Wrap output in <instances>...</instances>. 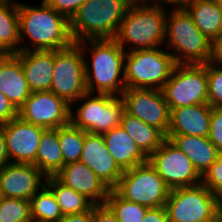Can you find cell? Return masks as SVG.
Wrapping results in <instances>:
<instances>
[{
	"label": "cell",
	"instance_id": "6da1fadb",
	"mask_svg": "<svg viewBox=\"0 0 222 222\" xmlns=\"http://www.w3.org/2000/svg\"><path fill=\"white\" fill-rule=\"evenodd\" d=\"M20 42L23 35L34 44L20 46V51L26 50H60L70 46L73 40L70 36L69 20L48 6L43 0L40 7L18 3Z\"/></svg>",
	"mask_w": 222,
	"mask_h": 222
},
{
	"label": "cell",
	"instance_id": "7a4b0ae2",
	"mask_svg": "<svg viewBox=\"0 0 222 222\" xmlns=\"http://www.w3.org/2000/svg\"><path fill=\"white\" fill-rule=\"evenodd\" d=\"M85 43H88L92 55V71L85 58L87 91L93 94L96 87L95 90L100 94L120 96L126 89L124 77L126 51L115 39H87Z\"/></svg>",
	"mask_w": 222,
	"mask_h": 222
},
{
	"label": "cell",
	"instance_id": "3957f363",
	"mask_svg": "<svg viewBox=\"0 0 222 222\" xmlns=\"http://www.w3.org/2000/svg\"><path fill=\"white\" fill-rule=\"evenodd\" d=\"M133 0H86L69 20L73 42L115 39L121 21Z\"/></svg>",
	"mask_w": 222,
	"mask_h": 222
},
{
	"label": "cell",
	"instance_id": "277c9868",
	"mask_svg": "<svg viewBox=\"0 0 222 222\" xmlns=\"http://www.w3.org/2000/svg\"><path fill=\"white\" fill-rule=\"evenodd\" d=\"M166 18L164 8L132 1L115 40L124 50L125 45L130 43L136 46L130 51L158 48L165 41Z\"/></svg>",
	"mask_w": 222,
	"mask_h": 222
},
{
	"label": "cell",
	"instance_id": "5b68a950",
	"mask_svg": "<svg viewBox=\"0 0 222 222\" xmlns=\"http://www.w3.org/2000/svg\"><path fill=\"white\" fill-rule=\"evenodd\" d=\"M166 18L165 43L177 50L171 55L176 64H206L210 60L211 42L196 27L185 8L173 9ZM180 54V55H179Z\"/></svg>",
	"mask_w": 222,
	"mask_h": 222
},
{
	"label": "cell",
	"instance_id": "8992f818",
	"mask_svg": "<svg viewBox=\"0 0 222 222\" xmlns=\"http://www.w3.org/2000/svg\"><path fill=\"white\" fill-rule=\"evenodd\" d=\"M164 208L168 222H216L222 201L200 183L171 189Z\"/></svg>",
	"mask_w": 222,
	"mask_h": 222
},
{
	"label": "cell",
	"instance_id": "52a82bcc",
	"mask_svg": "<svg viewBox=\"0 0 222 222\" xmlns=\"http://www.w3.org/2000/svg\"><path fill=\"white\" fill-rule=\"evenodd\" d=\"M176 66L173 56L159 48L125 53L126 88L161 90Z\"/></svg>",
	"mask_w": 222,
	"mask_h": 222
},
{
	"label": "cell",
	"instance_id": "ba28073f",
	"mask_svg": "<svg viewBox=\"0 0 222 222\" xmlns=\"http://www.w3.org/2000/svg\"><path fill=\"white\" fill-rule=\"evenodd\" d=\"M83 42L54 50V72L50 91L69 105L87 93Z\"/></svg>",
	"mask_w": 222,
	"mask_h": 222
},
{
	"label": "cell",
	"instance_id": "9c48e42d",
	"mask_svg": "<svg viewBox=\"0 0 222 222\" xmlns=\"http://www.w3.org/2000/svg\"><path fill=\"white\" fill-rule=\"evenodd\" d=\"M113 190L124 200L148 208L164 207L170 193L169 187L149 161L124 170Z\"/></svg>",
	"mask_w": 222,
	"mask_h": 222
},
{
	"label": "cell",
	"instance_id": "30bf717a",
	"mask_svg": "<svg viewBox=\"0 0 222 222\" xmlns=\"http://www.w3.org/2000/svg\"><path fill=\"white\" fill-rule=\"evenodd\" d=\"M169 109L208 104L206 64H176L161 89Z\"/></svg>",
	"mask_w": 222,
	"mask_h": 222
},
{
	"label": "cell",
	"instance_id": "8fae6325",
	"mask_svg": "<svg viewBox=\"0 0 222 222\" xmlns=\"http://www.w3.org/2000/svg\"><path fill=\"white\" fill-rule=\"evenodd\" d=\"M86 100L79 105L75 112L70 115V122L85 132L104 134L109 130L120 126L124 112V102L120 96L110 94H96L87 92L78 99Z\"/></svg>",
	"mask_w": 222,
	"mask_h": 222
},
{
	"label": "cell",
	"instance_id": "7c38bea8",
	"mask_svg": "<svg viewBox=\"0 0 222 222\" xmlns=\"http://www.w3.org/2000/svg\"><path fill=\"white\" fill-rule=\"evenodd\" d=\"M148 161L170 190L201 183V175L194 168L189 157L167 138L148 157Z\"/></svg>",
	"mask_w": 222,
	"mask_h": 222
},
{
	"label": "cell",
	"instance_id": "4fadbf2b",
	"mask_svg": "<svg viewBox=\"0 0 222 222\" xmlns=\"http://www.w3.org/2000/svg\"><path fill=\"white\" fill-rule=\"evenodd\" d=\"M124 111L159 129L165 136L170 125V109L159 89L126 88L120 95Z\"/></svg>",
	"mask_w": 222,
	"mask_h": 222
},
{
	"label": "cell",
	"instance_id": "5bb4252c",
	"mask_svg": "<svg viewBox=\"0 0 222 222\" xmlns=\"http://www.w3.org/2000/svg\"><path fill=\"white\" fill-rule=\"evenodd\" d=\"M71 105L52 91L31 92L18 110V117L23 121L55 129L70 123Z\"/></svg>",
	"mask_w": 222,
	"mask_h": 222
},
{
	"label": "cell",
	"instance_id": "9a60e30c",
	"mask_svg": "<svg viewBox=\"0 0 222 222\" xmlns=\"http://www.w3.org/2000/svg\"><path fill=\"white\" fill-rule=\"evenodd\" d=\"M0 128L6 140L10 162L34 164L39 140L45 128L25 122L19 117L1 125Z\"/></svg>",
	"mask_w": 222,
	"mask_h": 222
},
{
	"label": "cell",
	"instance_id": "2e32d148",
	"mask_svg": "<svg viewBox=\"0 0 222 222\" xmlns=\"http://www.w3.org/2000/svg\"><path fill=\"white\" fill-rule=\"evenodd\" d=\"M45 177L33 164L10 162L0 170V195L30 201L46 184Z\"/></svg>",
	"mask_w": 222,
	"mask_h": 222
},
{
	"label": "cell",
	"instance_id": "e0dca14e",
	"mask_svg": "<svg viewBox=\"0 0 222 222\" xmlns=\"http://www.w3.org/2000/svg\"><path fill=\"white\" fill-rule=\"evenodd\" d=\"M80 161L111 190L117 186L124 172L110 155L102 134L87 132Z\"/></svg>",
	"mask_w": 222,
	"mask_h": 222
},
{
	"label": "cell",
	"instance_id": "ac0fdd59",
	"mask_svg": "<svg viewBox=\"0 0 222 222\" xmlns=\"http://www.w3.org/2000/svg\"><path fill=\"white\" fill-rule=\"evenodd\" d=\"M55 177L65 186L86 196L95 205L105 204L111 190L81 161L64 165Z\"/></svg>",
	"mask_w": 222,
	"mask_h": 222
},
{
	"label": "cell",
	"instance_id": "d6986e66",
	"mask_svg": "<svg viewBox=\"0 0 222 222\" xmlns=\"http://www.w3.org/2000/svg\"><path fill=\"white\" fill-rule=\"evenodd\" d=\"M212 107L195 104L170 110L167 135H191L207 137L210 132Z\"/></svg>",
	"mask_w": 222,
	"mask_h": 222
},
{
	"label": "cell",
	"instance_id": "ffe728a7",
	"mask_svg": "<svg viewBox=\"0 0 222 222\" xmlns=\"http://www.w3.org/2000/svg\"><path fill=\"white\" fill-rule=\"evenodd\" d=\"M15 55L21 61L30 91H49L54 72V50H26Z\"/></svg>",
	"mask_w": 222,
	"mask_h": 222
},
{
	"label": "cell",
	"instance_id": "44dd1931",
	"mask_svg": "<svg viewBox=\"0 0 222 222\" xmlns=\"http://www.w3.org/2000/svg\"><path fill=\"white\" fill-rule=\"evenodd\" d=\"M0 93L17 110L31 94L21 61L15 54H0Z\"/></svg>",
	"mask_w": 222,
	"mask_h": 222
},
{
	"label": "cell",
	"instance_id": "7402d4cb",
	"mask_svg": "<svg viewBox=\"0 0 222 222\" xmlns=\"http://www.w3.org/2000/svg\"><path fill=\"white\" fill-rule=\"evenodd\" d=\"M166 138L189 157L194 168L201 176L221 154L208 136L166 135Z\"/></svg>",
	"mask_w": 222,
	"mask_h": 222
},
{
	"label": "cell",
	"instance_id": "603a6c76",
	"mask_svg": "<svg viewBox=\"0 0 222 222\" xmlns=\"http://www.w3.org/2000/svg\"><path fill=\"white\" fill-rule=\"evenodd\" d=\"M102 135L110 155L123 171L148 161V157L122 127H115Z\"/></svg>",
	"mask_w": 222,
	"mask_h": 222
},
{
	"label": "cell",
	"instance_id": "cb8c5ba5",
	"mask_svg": "<svg viewBox=\"0 0 222 222\" xmlns=\"http://www.w3.org/2000/svg\"><path fill=\"white\" fill-rule=\"evenodd\" d=\"M184 8L210 42L222 35V0H188Z\"/></svg>",
	"mask_w": 222,
	"mask_h": 222
},
{
	"label": "cell",
	"instance_id": "d4e9b609",
	"mask_svg": "<svg viewBox=\"0 0 222 222\" xmlns=\"http://www.w3.org/2000/svg\"><path fill=\"white\" fill-rule=\"evenodd\" d=\"M120 127L130 135L147 157L154 153L166 139V136L159 129L125 111L122 114Z\"/></svg>",
	"mask_w": 222,
	"mask_h": 222
},
{
	"label": "cell",
	"instance_id": "484cf974",
	"mask_svg": "<svg viewBox=\"0 0 222 222\" xmlns=\"http://www.w3.org/2000/svg\"><path fill=\"white\" fill-rule=\"evenodd\" d=\"M46 177L55 176L63 167V156L58 139V128L45 129L40 137L33 164Z\"/></svg>",
	"mask_w": 222,
	"mask_h": 222
},
{
	"label": "cell",
	"instance_id": "4316f807",
	"mask_svg": "<svg viewBox=\"0 0 222 222\" xmlns=\"http://www.w3.org/2000/svg\"><path fill=\"white\" fill-rule=\"evenodd\" d=\"M20 26L18 3L0 0V54L20 51Z\"/></svg>",
	"mask_w": 222,
	"mask_h": 222
},
{
	"label": "cell",
	"instance_id": "83f0119b",
	"mask_svg": "<svg viewBox=\"0 0 222 222\" xmlns=\"http://www.w3.org/2000/svg\"><path fill=\"white\" fill-rule=\"evenodd\" d=\"M45 183L53 192L63 216L85 213L95 205L83 194L75 192L72 188L65 186L55 176L46 177Z\"/></svg>",
	"mask_w": 222,
	"mask_h": 222
},
{
	"label": "cell",
	"instance_id": "f1b7e54d",
	"mask_svg": "<svg viewBox=\"0 0 222 222\" xmlns=\"http://www.w3.org/2000/svg\"><path fill=\"white\" fill-rule=\"evenodd\" d=\"M32 222H59L63 214L53 192L44 185L30 199Z\"/></svg>",
	"mask_w": 222,
	"mask_h": 222
},
{
	"label": "cell",
	"instance_id": "f546056e",
	"mask_svg": "<svg viewBox=\"0 0 222 222\" xmlns=\"http://www.w3.org/2000/svg\"><path fill=\"white\" fill-rule=\"evenodd\" d=\"M87 132L71 122L58 128V139L63 156V166L80 161Z\"/></svg>",
	"mask_w": 222,
	"mask_h": 222
},
{
	"label": "cell",
	"instance_id": "4dcf8cb0",
	"mask_svg": "<svg viewBox=\"0 0 222 222\" xmlns=\"http://www.w3.org/2000/svg\"><path fill=\"white\" fill-rule=\"evenodd\" d=\"M106 204L115 213L119 222H143L148 207L124 200L114 190H110Z\"/></svg>",
	"mask_w": 222,
	"mask_h": 222
},
{
	"label": "cell",
	"instance_id": "1f68e13d",
	"mask_svg": "<svg viewBox=\"0 0 222 222\" xmlns=\"http://www.w3.org/2000/svg\"><path fill=\"white\" fill-rule=\"evenodd\" d=\"M0 222H32L30 201L1 197Z\"/></svg>",
	"mask_w": 222,
	"mask_h": 222
},
{
	"label": "cell",
	"instance_id": "d6a6232c",
	"mask_svg": "<svg viewBox=\"0 0 222 222\" xmlns=\"http://www.w3.org/2000/svg\"><path fill=\"white\" fill-rule=\"evenodd\" d=\"M208 104L222 108V68L207 63Z\"/></svg>",
	"mask_w": 222,
	"mask_h": 222
},
{
	"label": "cell",
	"instance_id": "836d02e7",
	"mask_svg": "<svg viewBox=\"0 0 222 222\" xmlns=\"http://www.w3.org/2000/svg\"><path fill=\"white\" fill-rule=\"evenodd\" d=\"M201 183L222 201V153L201 176Z\"/></svg>",
	"mask_w": 222,
	"mask_h": 222
},
{
	"label": "cell",
	"instance_id": "e575fe53",
	"mask_svg": "<svg viewBox=\"0 0 222 222\" xmlns=\"http://www.w3.org/2000/svg\"><path fill=\"white\" fill-rule=\"evenodd\" d=\"M208 138L222 153V108L212 107Z\"/></svg>",
	"mask_w": 222,
	"mask_h": 222
},
{
	"label": "cell",
	"instance_id": "d590c367",
	"mask_svg": "<svg viewBox=\"0 0 222 222\" xmlns=\"http://www.w3.org/2000/svg\"><path fill=\"white\" fill-rule=\"evenodd\" d=\"M48 6L64 15L68 20L86 0H43Z\"/></svg>",
	"mask_w": 222,
	"mask_h": 222
},
{
	"label": "cell",
	"instance_id": "8d00e7d4",
	"mask_svg": "<svg viewBox=\"0 0 222 222\" xmlns=\"http://www.w3.org/2000/svg\"><path fill=\"white\" fill-rule=\"evenodd\" d=\"M18 117V110L9 99L0 93V126Z\"/></svg>",
	"mask_w": 222,
	"mask_h": 222
},
{
	"label": "cell",
	"instance_id": "74e56055",
	"mask_svg": "<svg viewBox=\"0 0 222 222\" xmlns=\"http://www.w3.org/2000/svg\"><path fill=\"white\" fill-rule=\"evenodd\" d=\"M93 222H119L115 213L105 204L93 206Z\"/></svg>",
	"mask_w": 222,
	"mask_h": 222
},
{
	"label": "cell",
	"instance_id": "f35d334b",
	"mask_svg": "<svg viewBox=\"0 0 222 222\" xmlns=\"http://www.w3.org/2000/svg\"><path fill=\"white\" fill-rule=\"evenodd\" d=\"M208 63L222 68V35L211 42V55Z\"/></svg>",
	"mask_w": 222,
	"mask_h": 222
},
{
	"label": "cell",
	"instance_id": "ab89813d",
	"mask_svg": "<svg viewBox=\"0 0 222 222\" xmlns=\"http://www.w3.org/2000/svg\"><path fill=\"white\" fill-rule=\"evenodd\" d=\"M143 222H168L165 208H148L144 215Z\"/></svg>",
	"mask_w": 222,
	"mask_h": 222
},
{
	"label": "cell",
	"instance_id": "60d3db41",
	"mask_svg": "<svg viewBox=\"0 0 222 222\" xmlns=\"http://www.w3.org/2000/svg\"><path fill=\"white\" fill-rule=\"evenodd\" d=\"M59 222H93V208L81 214L64 215Z\"/></svg>",
	"mask_w": 222,
	"mask_h": 222
},
{
	"label": "cell",
	"instance_id": "b9f144b4",
	"mask_svg": "<svg viewBox=\"0 0 222 222\" xmlns=\"http://www.w3.org/2000/svg\"><path fill=\"white\" fill-rule=\"evenodd\" d=\"M133 1H136V2H138V3H140V1L141 2H144V1H150V0H133ZM152 2H151V4L149 5V4H146L147 2H144L143 4L144 5H147V6H152V7H161V8H163L162 7V4L164 3V4H172L173 6H175V7H173V8H175V9H181V8H184L185 7V4H186V2L188 1V0H151ZM161 2H162V4H161ZM166 2V3H165Z\"/></svg>",
	"mask_w": 222,
	"mask_h": 222
},
{
	"label": "cell",
	"instance_id": "7bdbcfd3",
	"mask_svg": "<svg viewBox=\"0 0 222 222\" xmlns=\"http://www.w3.org/2000/svg\"><path fill=\"white\" fill-rule=\"evenodd\" d=\"M8 163H10V158L7 154L6 140L3 130L0 128V170L3 169Z\"/></svg>",
	"mask_w": 222,
	"mask_h": 222
},
{
	"label": "cell",
	"instance_id": "ee69618b",
	"mask_svg": "<svg viewBox=\"0 0 222 222\" xmlns=\"http://www.w3.org/2000/svg\"><path fill=\"white\" fill-rule=\"evenodd\" d=\"M216 222H222V213L219 215Z\"/></svg>",
	"mask_w": 222,
	"mask_h": 222
}]
</instances>
